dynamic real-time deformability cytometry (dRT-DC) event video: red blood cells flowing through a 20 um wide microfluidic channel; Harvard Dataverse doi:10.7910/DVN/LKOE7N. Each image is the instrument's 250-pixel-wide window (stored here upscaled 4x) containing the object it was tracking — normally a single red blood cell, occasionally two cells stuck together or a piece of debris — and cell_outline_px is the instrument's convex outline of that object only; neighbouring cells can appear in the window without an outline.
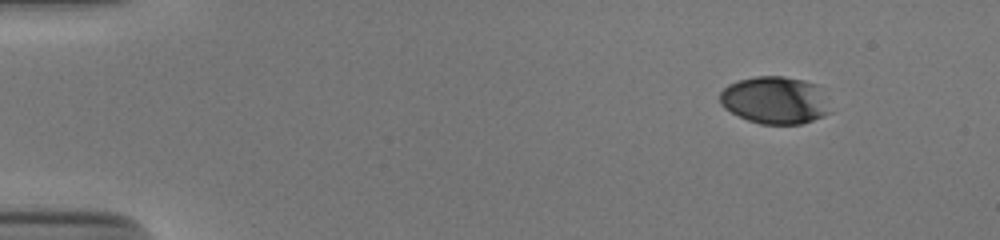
{"species": "human", "species_latin": "Homo sapiens", "temperature_condition": "cold", "stored_images_in_passage": 48, "camera_frame_rate_fps": 3000, "um_per_image_px": 0.085, "donor": {"sex": "male"}, "frame": {"image": 1, "passage_image": 1, "time_ms": 0.0, "image_size_px": [1000, 240], "cell_outline_px": [[832, 112], [824, 116], [800, 124], [760, 124], [748, 120], [724, 108], [720, 104], [720, 92], [728, 84], [740, 80], [756, 76], [784, 76], [804, 80], [816, 84]], "centroid_in_image_um": [65.86, 8.52], "position_along_channel_um": 19.1, "area_um2": 30.35}}
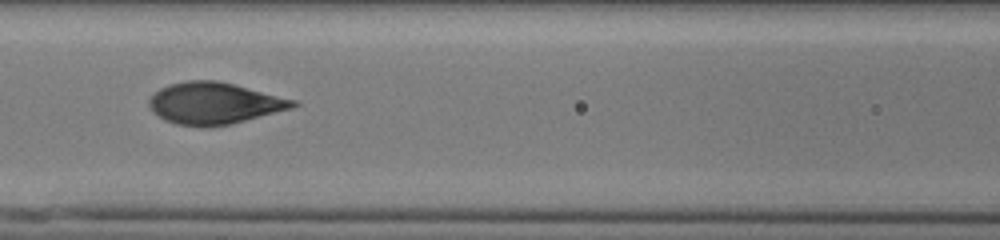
{"frame": {"image": 2, "passage_image": 20, "time_ms": 6.333, "image_size_px": [1000, 240], "cell_outline_px": [[300, 104], [292, 108], [228, 124], [208, 128], [200, 128], [176, 124], [164, 120], [152, 112], [148, 104], [148, 100], [160, 88], [168, 84], [188, 80], [216, 80], [296, 100]], "centroid_in_image_um": [18.15, 8.79], "position_along_channel_um": 148.4, "area_um2": 34.85}}
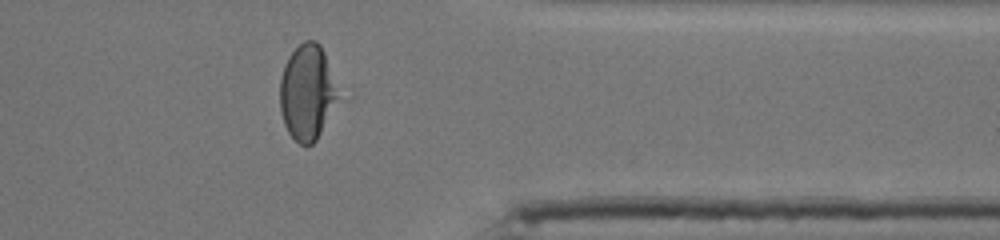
{"frame": {"image": 3, "passage_image": 39, "time_ms": 12.667, "image_size_px": [1000, 240], "cell_outline_px": [[340, 96], [316, 140], [312, 144], [300, 144], [288, 132], [284, 124], [280, 112], [280, 80], [284, 64], [288, 56], [304, 40], [316, 40], [320, 44], [324, 52]], "centroid_in_image_um": [26.1, 7.83], "position_along_channel_um": 385.3, "area_um2": 32.14}, "authors_computed_cell_mechanics": {"area_um2": 34.68, "velocity_mm_per_s": 3.88, "shape_relaxation_time_tau1_ms": 3.8645, "shape_relaxation_time_tau2_ms": null, "deformation_change_tau1": 0.1832, "deformation_change_tau2": null}}